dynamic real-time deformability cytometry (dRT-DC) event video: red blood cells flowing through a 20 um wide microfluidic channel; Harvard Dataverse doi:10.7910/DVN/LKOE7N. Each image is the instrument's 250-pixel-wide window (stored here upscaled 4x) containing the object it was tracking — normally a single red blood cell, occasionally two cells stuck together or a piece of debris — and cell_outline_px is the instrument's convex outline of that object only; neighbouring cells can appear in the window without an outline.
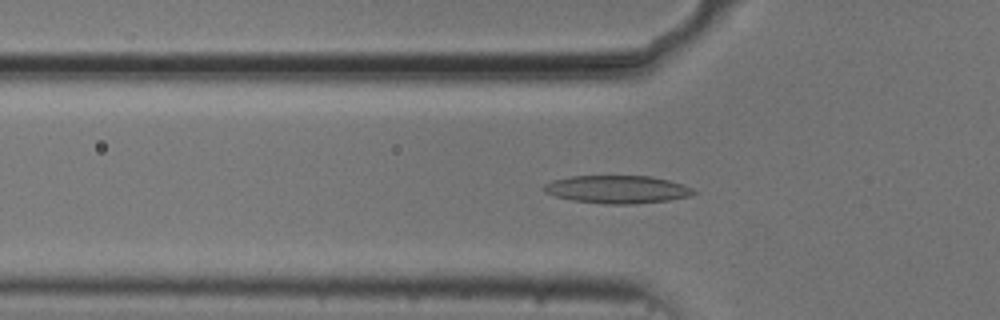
{"species": "common noctule bat (a hibernating species)", "species_latin": "Nyctalus noctula", "temperature_condition": "cold", "stored_images_in_passage": 54, "camera_frame_rate_fps": 3000, "um_per_image_px": 0.085, "animal": {"sex": "male", "body_mass_g": 20.5, "forearm_length_mm": 52.5}, "frame": {"image": 1, "passage_image": 18, "time_ms": 5.667, "image_size_px": [1000, 320], "cell_outline_px": [[700, 192], [688, 196], [668, 200], [632, 204], [604, 204], [572, 200], [556, 196], [544, 192], [540, 188], [544, 184], [552, 180], [572, 176], [652, 176], [668, 180], [692, 188]], "centroid_in_image_um": [52.43, 16.09], "position_along_channel_um": 73.4, "area_um2": 24.33}}
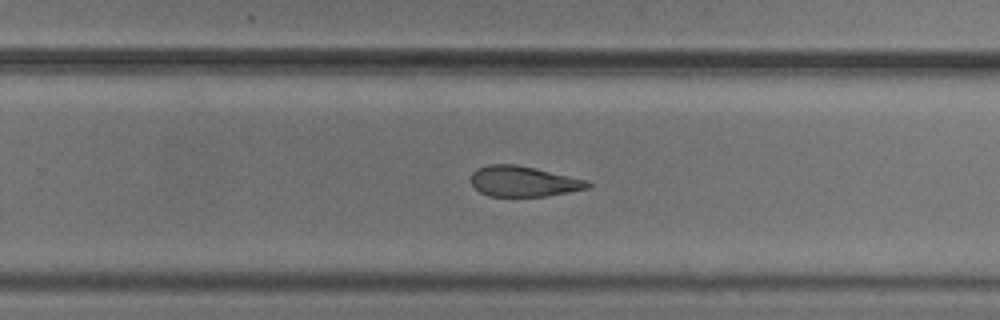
{"frame": {"image": 2, "passage_image": 35, "time_ms": 11.333, "image_size_px": [1000, 320], "cell_outline_px": [[592, 184], [588, 188], [568, 192], [544, 196], [488, 196], [480, 192], [472, 184], [472, 172], [476, 168], [488, 164], [516, 164], [536, 168], [588, 180]], "centroid_in_image_um": [44.49, 15.4], "position_along_channel_um": 285.3, "area_um2": 20.75}}
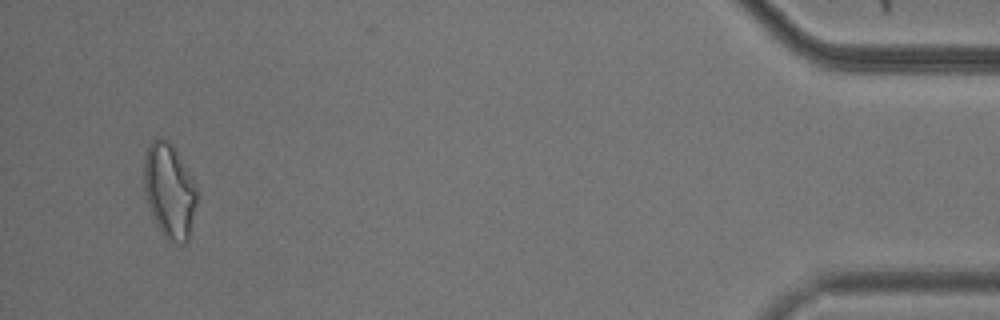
{"frame": {"image": 3, "passage_image": 52, "time_ms": 17.0, "image_size_px": [1000, 320], "cell_outline_px": [[196, 204], [188, 240], [184, 244], [180, 244], [168, 240], [160, 232], [148, 204], [144, 192], [144, 156], [148, 144], [152, 140], [164, 140], [172, 144], [196, 184]], "centroid_in_image_um": [14.39, 16.23], "position_along_channel_um": 420.8, "area_um2": 28.9}, "authors_computed_cell_mechanics": {"area_um2": 22.8021, "velocity_mm_per_s": 3.7318, "shape_relaxation_time_tau1_ms": 5.2488, "shape_relaxation_time_tau2_ms": 7.2036, "deformation_change_tau1": 0.1475, "deformation_change_tau2": 0.1678}}